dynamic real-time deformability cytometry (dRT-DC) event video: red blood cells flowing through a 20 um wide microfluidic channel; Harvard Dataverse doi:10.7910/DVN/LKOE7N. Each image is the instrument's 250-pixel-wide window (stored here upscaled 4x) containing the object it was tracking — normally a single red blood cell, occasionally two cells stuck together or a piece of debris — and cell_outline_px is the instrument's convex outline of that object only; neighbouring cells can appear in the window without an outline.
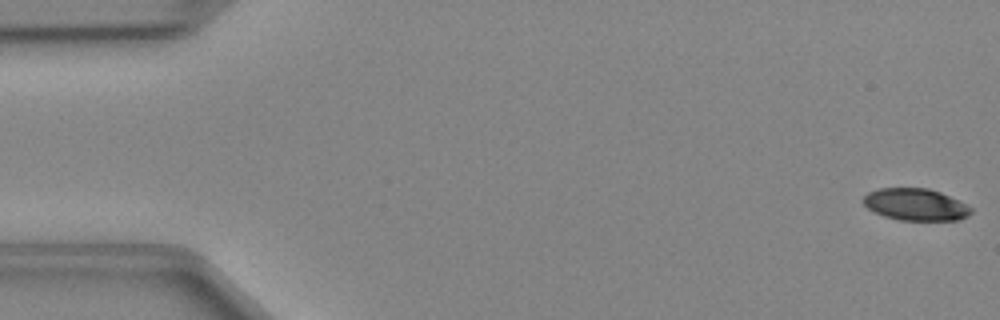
{"species": "Egyptian fruit bat (a non-hibernating species)", "species_latin": "Rousettus aegyptiacus", "temperature_condition": "cold", "stored_images_in_passage": 48, "camera_frame_rate_fps": 3000, "um_per_image_px": 0.085, "animal": {"sex": "female"}, "frame": {"image": 1, "passage_image": 1, "time_ms": 0.0, "image_size_px": [1000, 320], "cell_outline_px": [[972, 212], [968, 216], [960, 220], [900, 220], [884, 216], [868, 208], [860, 200], [868, 192], [880, 188], [928, 188], [940, 192], [972, 208]], "centroid_in_image_um": [77.8, 17.38], "position_along_channel_um": 7.2, "area_um2": 19.94}}
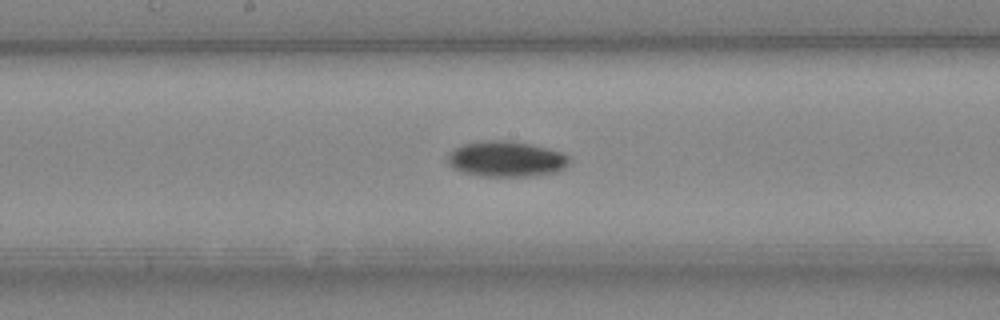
{"frame": {"image": 2, "passage_image": 25, "time_ms": 8.0, "image_size_px": [1000, 320], "cell_outline_px": [[572, 160], [564, 168], [556, 172], [532, 176], [484, 176], [464, 172], [452, 168], [448, 164], [448, 156], [456, 148], [464, 144], [480, 140], [504, 140], [528, 144], [560, 152], [572, 156]], "centroid_in_image_um": [43.05, 13.52], "position_along_channel_um": 205.1, "area_um2": 25.09}}
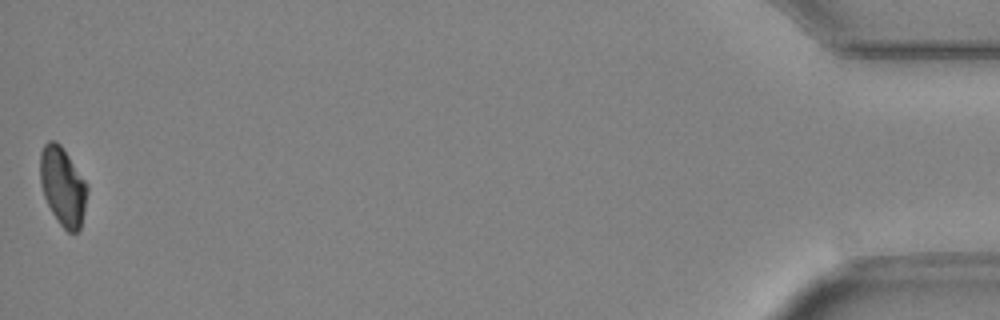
{"frame": {"image": 3, "passage_image": 48, "time_ms": 15.667, "image_size_px": [1000, 320], "cell_outline_px": [[88, 192], [84, 212], [80, 228], [76, 232], [68, 232], [60, 224], [52, 212], [44, 196], [40, 184], [40, 152], [44, 144], [48, 140], [56, 140], [60, 144], [88, 184]], "centroid_in_image_um": [5.33, 15.82], "position_along_channel_um": 429.9, "area_um2": 21.56}}